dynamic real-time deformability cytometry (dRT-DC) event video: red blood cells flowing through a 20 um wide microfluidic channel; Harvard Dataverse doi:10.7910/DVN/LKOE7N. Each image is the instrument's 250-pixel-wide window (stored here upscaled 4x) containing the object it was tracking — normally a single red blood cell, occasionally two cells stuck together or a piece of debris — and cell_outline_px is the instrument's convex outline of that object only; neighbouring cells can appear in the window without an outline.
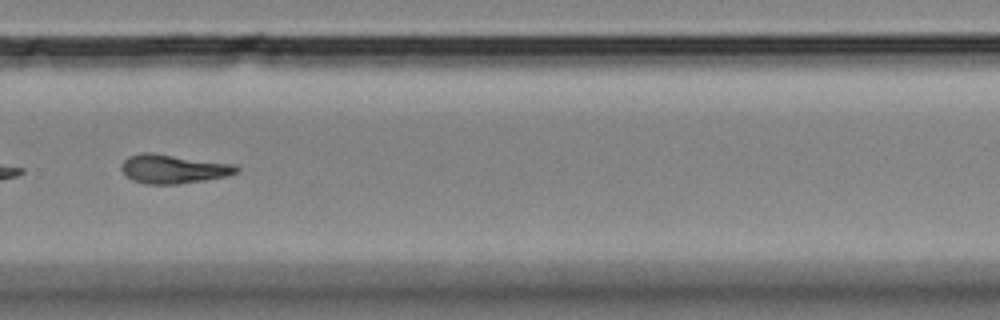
{"species": "Egyptian fruit bat (a non-hibernating species)", "species_latin": "Rousettus aegyptiacus", "temperature_condition": "room temperature", "stored_images_in_passage": 43, "camera_frame_rate_fps": 3000, "um_per_image_px": 0.085, "animal": {"sex": "female"}, "frame": {"image": 1, "passage_image": 25, "time_ms": 8.0, "image_size_px": [1000, 320], "cell_outline_px": [[240, 172], [228, 176], [204, 180], [176, 184], [144, 184], [132, 180], [120, 168], [120, 164], [128, 156], [144, 152], [152, 152], [236, 164], [240, 168]], "centroid_in_image_um": [14.76, 14.35], "position_along_channel_um": 315.0, "area_um2": 19.65}, "authors_computed_cell_mechanics": {"area_um2": 18.9006, "velocity_mm_per_s": 3.528, "shape_relaxation_time_tau1_ms": 10.9551, "shape_relaxation_time_tau2_ms": 8.2898, "deformation_change_tau1": 0.2383, "deformation_change_tau2": 0.1926}}